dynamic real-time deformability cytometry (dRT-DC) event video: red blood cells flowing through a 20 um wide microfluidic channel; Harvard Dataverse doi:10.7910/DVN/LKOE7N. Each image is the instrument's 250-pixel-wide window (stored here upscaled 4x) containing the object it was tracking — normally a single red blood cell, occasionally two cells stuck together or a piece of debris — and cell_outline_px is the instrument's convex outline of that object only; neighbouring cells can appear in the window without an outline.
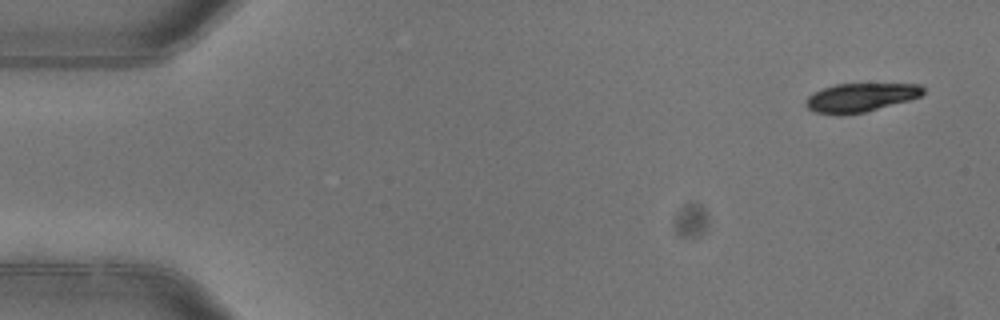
{"species": "common noctule bat (a hibernating species)", "species_latin": "Nyctalus noctula", "temperature_condition": "warm", "stored_images_in_passage": 6, "camera_frame_rate_fps": 3000, "um_per_image_px": 0.085, "animal": {"sex": "female"}, "frame": {"image": 1, "passage_image": 1, "time_ms": 0.0, "image_size_px": [1000, 320], "cell_outline_px": [[924, 92], [920, 96], [908, 100], [864, 112], [840, 116], [836, 116], [812, 112], [804, 104], [804, 100], [812, 92], [836, 84], [920, 84], [924, 88]], "centroid_in_image_um": [73.06, 8.3], "position_along_channel_um": 11.9, "area_um2": 19.77}}
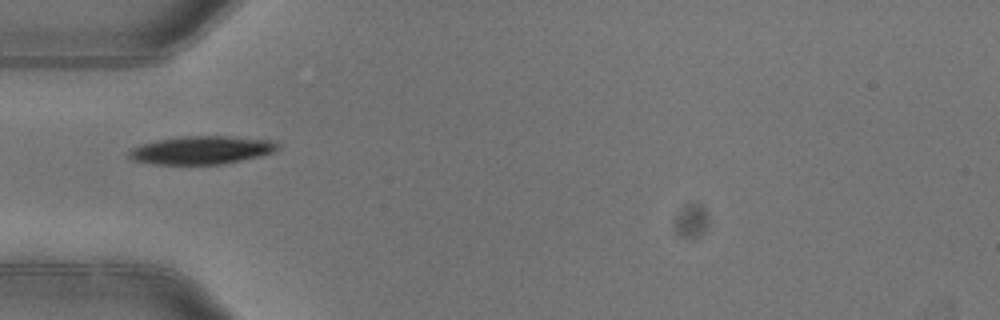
{"frame": {"image": 2, "passage_image": 5, "time_ms": 1.333, "image_size_px": [1000, 320], "cell_outline_px": [[280, 148], [272, 152], [260, 156], [224, 164], [152, 164], [128, 160], [128, 152], [132, 148], [144, 144], [160, 140], [184, 136], [232, 136], [272, 140], [280, 144]], "centroid_in_image_um": [17.15, 12.76], "position_along_channel_um": 67.9, "area_um2": 24.45}}